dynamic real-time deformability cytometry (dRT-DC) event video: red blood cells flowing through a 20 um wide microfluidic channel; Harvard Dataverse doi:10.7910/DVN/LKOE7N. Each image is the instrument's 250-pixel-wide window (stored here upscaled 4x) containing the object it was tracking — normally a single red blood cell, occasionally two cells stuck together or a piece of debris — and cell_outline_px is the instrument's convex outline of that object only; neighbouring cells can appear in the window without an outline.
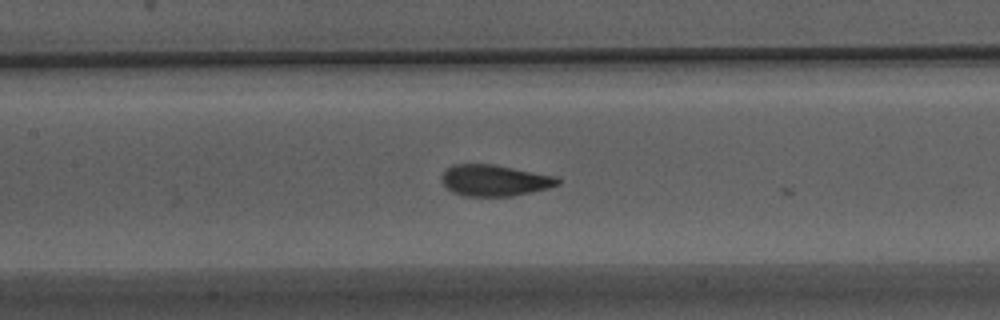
{"species": "Egyptian fruit bat (a non-hibernating species)", "species_latin": "Rousettus aegyptiacus", "temperature_condition": "warm", "stored_images_in_passage": 5, "camera_frame_rate_fps": 3000, "um_per_image_px": 0.085, "animal": {"sex": "male"}, "frame": {"image": 1, "passage_image": 4, "time_ms": 1.0, "image_size_px": [1000, 320], "cell_outline_px": [[560, 184], [548, 188], [532, 192], [512, 196], [464, 196], [452, 192], [440, 180], [440, 176], [452, 164], [492, 164], [556, 176], [560, 180]], "centroid_in_image_um": [42.03, 15.34], "position_along_channel_um": 165.4, "area_um2": 21.15}}